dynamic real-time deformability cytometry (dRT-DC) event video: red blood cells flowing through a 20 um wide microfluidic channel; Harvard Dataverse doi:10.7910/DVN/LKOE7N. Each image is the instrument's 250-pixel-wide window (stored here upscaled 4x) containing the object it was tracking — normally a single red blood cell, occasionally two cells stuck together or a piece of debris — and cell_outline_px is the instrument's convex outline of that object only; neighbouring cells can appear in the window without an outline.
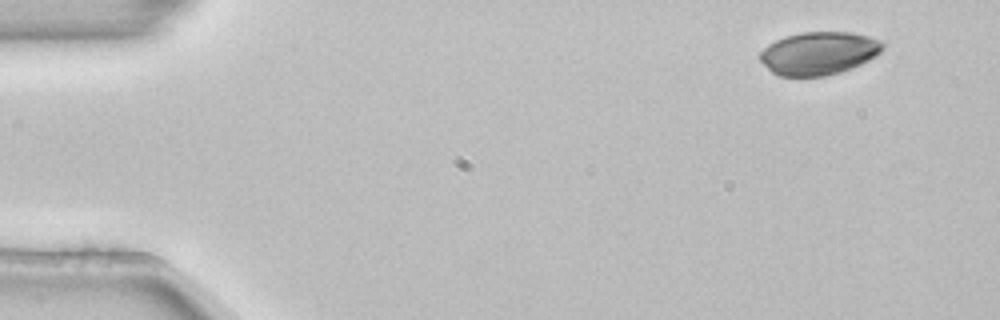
{"species": "common noctule bat (a hibernating species)", "species_latin": "Nyctalus noctula", "temperature_condition": "room temperature", "stored_images_in_passage": 4, "camera_frame_rate_fps": 3000, "um_per_image_px": 0.085, "animal": {"sex": "female", "body_mass_g": 22.7, "forearm_length_mm": 54.2}, "frame": {"image": 1, "passage_image": 1, "time_ms": 0.0, "image_size_px": [1000, 320], "cell_outline_px": [[884, 44], [880, 52], [876, 56], [852, 68], [840, 72], [824, 76], [780, 76], [772, 72], [760, 60], [760, 52], [768, 44], [776, 40], [788, 36], [804, 32], [852, 32], [868, 36], [880, 40]], "centroid_in_image_um": [69.61, 4.53], "position_along_channel_um": 15.4, "area_um2": 30.52}}
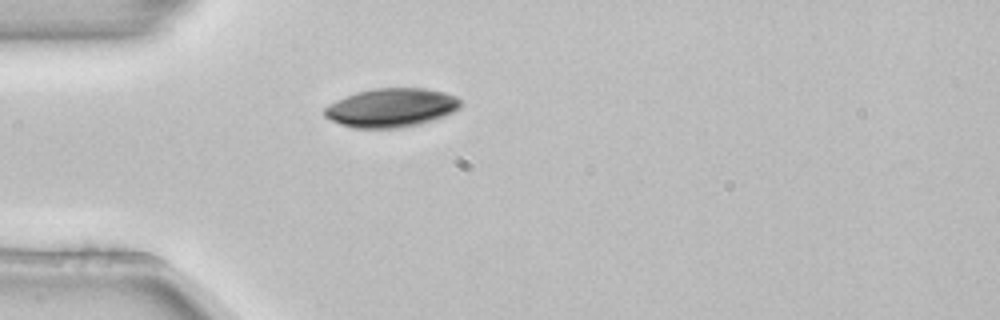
{"frame": {"image": 2, "passage_image": 4, "time_ms": 1.0, "image_size_px": [1000, 320], "cell_outline_px": [[460, 108], [444, 116], [420, 124], [400, 128], [352, 128], [340, 124], [324, 116], [324, 108], [336, 100], [356, 92], [376, 88], [424, 88], [444, 92], [456, 96], [460, 100]], "centroid_in_image_um": [33.25, 9.16], "position_along_channel_um": 51.7, "area_um2": 30.75}}